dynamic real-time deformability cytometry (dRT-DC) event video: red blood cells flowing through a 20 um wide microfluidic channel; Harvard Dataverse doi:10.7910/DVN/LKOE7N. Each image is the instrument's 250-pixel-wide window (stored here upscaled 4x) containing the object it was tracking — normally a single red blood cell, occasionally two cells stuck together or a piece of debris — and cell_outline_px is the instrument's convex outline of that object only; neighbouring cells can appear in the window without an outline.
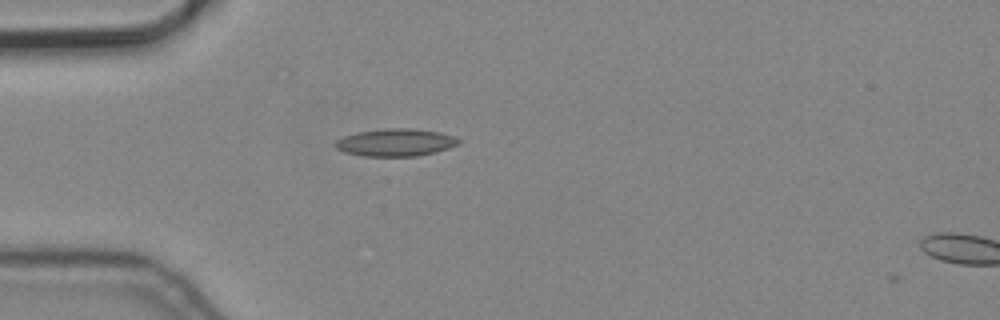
{"species": "common noctule bat (a hibernating species)", "species_latin": "Nyctalus noctula", "temperature_condition": "cold", "stored_images_in_passage": 2, "camera_frame_rate_fps": 3000, "um_per_image_px": 0.085, "animal": {"sex": "male", "body_mass_g": 19.2, "forearm_length_mm": 51.8}, "frame": {"image": 1, "passage_image": 1, "time_ms": 0.0, "image_size_px": [1000, 320], "cell_outline_px": [[460, 144], [436, 152], [416, 156], [364, 156], [344, 152], [336, 148], [332, 144], [336, 140], [344, 136], [356, 132], [388, 128], [408, 128], [440, 132], [452, 136], [460, 140]], "centroid_in_image_um": [33.6, 12.11], "position_along_channel_um": 51.4, "area_um2": 19.77}}